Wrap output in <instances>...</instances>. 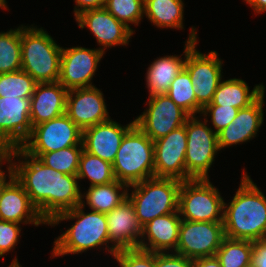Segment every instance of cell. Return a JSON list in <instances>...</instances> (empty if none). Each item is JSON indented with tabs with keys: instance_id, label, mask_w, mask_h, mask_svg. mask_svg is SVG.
<instances>
[{
	"instance_id": "6da1fadb",
	"label": "cell",
	"mask_w": 266,
	"mask_h": 267,
	"mask_svg": "<svg viewBox=\"0 0 266 267\" xmlns=\"http://www.w3.org/2000/svg\"><path fill=\"white\" fill-rule=\"evenodd\" d=\"M18 163L12 162L16 158ZM25 161H20V159ZM20 161V162H19ZM9 165L22 184L31 203L49 223L59 213L82 203L77 175H67L26 154L20 147L11 149Z\"/></svg>"
},
{
	"instance_id": "7a4b0ae2",
	"label": "cell",
	"mask_w": 266,
	"mask_h": 267,
	"mask_svg": "<svg viewBox=\"0 0 266 267\" xmlns=\"http://www.w3.org/2000/svg\"><path fill=\"white\" fill-rule=\"evenodd\" d=\"M240 187L229 204L224 202L225 237L258 241L266 239V197L243 171Z\"/></svg>"
},
{
	"instance_id": "3957f363",
	"label": "cell",
	"mask_w": 266,
	"mask_h": 267,
	"mask_svg": "<svg viewBox=\"0 0 266 267\" xmlns=\"http://www.w3.org/2000/svg\"><path fill=\"white\" fill-rule=\"evenodd\" d=\"M83 202L85 203L82 200L78 206L59 213L48 223L50 226H56L63 220L77 219L66 232L55 239L52 257L83 253L101 245H105L112 256L118 251L112 244L108 247L110 242L105 213L97 211L85 213Z\"/></svg>"
},
{
	"instance_id": "277c9868",
	"label": "cell",
	"mask_w": 266,
	"mask_h": 267,
	"mask_svg": "<svg viewBox=\"0 0 266 267\" xmlns=\"http://www.w3.org/2000/svg\"><path fill=\"white\" fill-rule=\"evenodd\" d=\"M62 47L41 28L21 25V70L37 83L58 82Z\"/></svg>"
},
{
	"instance_id": "5b68a950",
	"label": "cell",
	"mask_w": 266,
	"mask_h": 267,
	"mask_svg": "<svg viewBox=\"0 0 266 267\" xmlns=\"http://www.w3.org/2000/svg\"><path fill=\"white\" fill-rule=\"evenodd\" d=\"M112 165L116 180L127 185L154 177V142L134 125L123 137Z\"/></svg>"
},
{
	"instance_id": "8992f818",
	"label": "cell",
	"mask_w": 266,
	"mask_h": 267,
	"mask_svg": "<svg viewBox=\"0 0 266 267\" xmlns=\"http://www.w3.org/2000/svg\"><path fill=\"white\" fill-rule=\"evenodd\" d=\"M181 183L174 178L151 177L129 185L133 191L128 198L142 227L156 217L178 211Z\"/></svg>"
},
{
	"instance_id": "52a82bcc",
	"label": "cell",
	"mask_w": 266,
	"mask_h": 267,
	"mask_svg": "<svg viewBox=\"0 0 266 267\" xmlns=\"http://www.w3.org/2000/svg\"><path fill=\"white\" fill-rule=\"evenodd\" d=\"M178 211L182 220L223 222L224 200L209 179L182 181Z\"/></svg>"
},
{
	"instance_id": "ba28073f",
	"label": "cell",
	"mask_w": 266,
	"mask_h": 267,
	"mask_svg": "<svg viewBox=\"0 0 266 267\" xmlns=\"http://www.w3.org/2000/svg\"><path fill=\"white\" fill-rule=\"evenodd\" d=\"M207 118L204 122L196 116H190L185 123L187 135L185 169L186 181L191 179H208V171L215 154L220 151L218 136L209 128Z\"/></svg>"
},
{
	"instance_id": "9c48e42d",
	"label": "cell",
	"mask_w": 266,
	"mask_h": 267,
	"mask_svg": "<svg viewBox=\"0 0 266 267\" xmlns=\"http://www.w3.org/2000/svg\"><path fill=\"white\" fill-rule=\"evenodd\" d=\"M83 131L66 113L32 127L20 146L25 153H49L71 146H83Z\"/></svg>"
},
{
	"instance_id": "30bf717a",
	"label": "cell",
	"mask_w": 266,
	"mask_h": 267,
	"mask_svg": "<svg viewBox=\"0 0 266 267\" xmlns=\"http://www.w3.org/2000/svg\"><path fill=\"white\" fill-rule=\"evenodd\" d=\"M224 237L223 222L181 220L175 253L192 260L215 256Z\"/></svg>"
},
{
	"instance_id": "8fae6325",
	"label": "cell",
	"mask_w": 266,
	"mask_h": 267,
	"mask_svg": "<svg viewBox=\"0 0 266 267\" xmlns=\"http://www.w3.org/2000/svg\"><path fill=\"white\" fill-rule=\"evenodd\" d=\"M148 100L149 108L135 119V125L152 141L181 127L190 117L167 94L151 96Z\"/></svg>"
},
{
	"instance_id": "7c38bea8",
	"label": "cell",
	"mask_w": 266,
	"mask_h": 267,
	"mask_svg": "<svg viewBox=\"0 0 266 267\" xmlns=\"http://www.w3.org/2000/svg\"><path fill=\"white\" fill-rule=\"evenodd\" d=\"M222 64L216 51L202 54L196 44L186 53L184 69L189 73L196 101L202 106L211 103L222 80Z\"/></svg>"
},
{
	"instance_id": "4fadbf2b",
	"label": "cell",
	"mask_w": 266,
	"mask_h": 267,
	"mask_svg": "<svg viewBox=\"0 0 266 267\" xmlns=\"http://www.w3.org/2000/svg\"><path fill=\"white\" fill-rule=\"evenodd\" d=\"M104 53L100 48H62L58 82L67 90L94 86L91 80Z\"/></svg>"
},
{
	"instance_id": "5bb4252c",
	"label": "cell",
	"mask_w": 266,
	"mask_h": 267,
	"mask_svg": "<svg viewBox=\"0 0 266 267\" xmlns=\"http://www.w3.org/2000/svg\"><path fill=\"white\" fill-rule=\"evenodd\" d=\"M154 142V177L186 181L185 154L187 135L185 124Z\"/></svg>"
},
{
	"instance_id": "9a60e30c",
	"label": "cell",
	"mask_w": 266,
	"mask_h": 267,
	"mask_svg": "<svg viewBox=\"0 0 266 267\" xmlns=\"http://www.w3.org/2000/svg\"><path fill=\"white\" fill-rule=\"evenodd\" d=\"M30 98L0 97V145L20 147L30 136Z\"/></svg>"
},
{
	"instance_id": "2e32d148",
	"label": "cell",
	"mask_w": 266,
	"mask_h": 267,
	"mask_svg": "<svg viewBox=\"0 0 266 267\" xmlns=\"http://www.w3.org/2000/svg\"><path fill=\"white\" fill-rule=\"evenodd\" d=\"M103 93L95 86L67 92L66 114L83 131L110 119Z\"/></svg>"
},
{
	"instance_id": "e0dca14e",
	"label": "cell",
	"mask_w": 266,
	"mask_h": 267,
	"mask_svg": "<svg viewBox=\"0 0 266 267\" xmlns=\"http://www.w3.org/2000/svg\"><path fill=\"white\" fill-rule=\"evenodd\" d=\"M7 170L9 181L0 196V220L18 224H34L35 226L48 225L31 203L22 184L14 177L13 168L9 165Z\"/></svg>"
},
{
	"instance_id": "ac0fdd59",
	"label": "cell",
	"mask_w": 266,
	"mask_h": 267,
	"mask_svg": "<svg viewBox=\"0 0 266 267\" xmlns=\"http://www.w3.org/2000/svg\"><path fill=\"white\" fill-rule=\"evenodd\" d=\"M78 26L82 29L87 27L96 37L103 52L104 48L126 45L134 32L123 22L118 21L104 7L90 9L75 17Z\"/></svg>"
},
{
	"instance_id": "d6986e66",
	"label": "cell",
	"mask_w": 266,
	"mask_h": 267,
	"mask_svg": "<svg viewBox=\"0 0 266 267\" xmlns=\"http://www.w3.org/2000/svg\"><path fill=\"white\" fill-rule=\"evenodd\" d=\"M135 125V120L126 126L109 119L83 130L84 150L113 164L125 134Z\"/></svg>"
},
{
	"instance_id": "ffe728a7",
	"label": "cell",
	"mask_w": 266,
	"mask_h": 267,
	"mask_svg": "<svg viewBox=\"0 0 266 267\" xmlns=\"http://www.w3.org/2000/svg\"><path fill=\"white\" fill-rule=\"evenodd\" d=\"M109 242L117 250L139 247L143 227L136 216L135 208L129 198L112 211L105 213Z\"/></svg>"
},
{
	"instance_id": "44dd1931",
	"label": "cell",
	"mask_w": 266,
	"mask_h": 267,
	"mask_svg": "<svg viewBox=\"0 0 266 267\" xmlns=\"http://www.w3.org/2000/svg\"><path fill=\"white\" fill-rule=\"evenodd\" d=\"M264 92L249 106L241 108L227 127L217 134L219 149L254 138L263 124Z\"/></svg>"
},
{
	"instance_id": "7402d4cb",
	"label": "cell",
	"mask_w": 266,
	"mask_h": 267,
	"mask_svg": "<svg viewBox=\"0 0 266 267\" xmlns=\"http://www.w3.org/2000/svg\"><path fill=\"white\" fill-rule=\"evenodd\" d=\"M181 220L179 211L152 219L143 226L138 248L155 253H166L167 250L169 251L172 248L170 252H175ZM144 239L149 242L146 241L145 243Z\"/></svg>"
},
{
	"instance_id": "603a6c76",
	"label": "cell",
	"mask_w": 266,
	"mask_h": 267,
	"mask_svg": "<svg viewBox=\"0 0 266 267\" xmlns=\"http://www.w3.org/2000/svg\"><path fill=\"white\" fill-rule=\"evenodd\" d=\"M68 90L60 83H37L30 98L32 127L66 113Z\"/></svg>"
},
{
	"instance_id": "cb8c5ba5",
	"label": "cell",
	"mask_w": 266,
	"mask_h": 267,
	"mask_svg": "<svg viewBox=\"0 0 266 267\" xmlns=\"http://www.w3.org/2000/svg\"><path fill=\"white\" fill-rule=\"evenodd\" d=\"M197 34L195 28H191L189 38L184 46V59L168 55L158 58L150 64L146 73V85L149 90V97L166 94L171 82L184 68L186 53L197 44Z\"/></svg>"
},
{
	"instance_id": "d4e9b609",
	"label": "cell",
	"mask_w": 266,
	"mask_h": 267,
	"mask_svg": "<svg viewBox=\"0 0 266 267\" xmlns=\"http://www.w3.org/2000/svg\"><path fill=\"white\" fill-rule=\"evenodd\" d=\"M249 86L242 79L233 78L220 81L211 103L206 106H227L245 108L251 105L263 92L265 87L256 85L251 92Z\"/></svg>"
},
{
	"instance_id": "484cf974",
	"label": "cell",
	"mask_w": 266,
	"mask_h": 267,
	"mask_svg": "<svg viewBox=\"0 0 266 267\" xmlns=\"http://www.w3.org/2000/svg\"><path fill=\"white\" fill-rule=\"evenodd\" d=\"M129 185L120 181L90 186L85 196L86 204L100 213H108L128 198ZM120 190H124L119 192Z\"/></svg>"
},
{
	"instance_id": "4316f807",
	"label": "cell",
	"mask_w": 266,
	"mask_h": 267,
	"mask_svg": "<svg viewBox=\"0 0 266 267\" xmlns=\"http://www.w3.org/2000/svg\"><path fill=\"white\" fill-rule=\"evenodd\" d=\"M182 0H144V15L158 28L183 29Z\"/></svg>"
},
{
	"instance_id": "83f0119b",
	"label": "cell",
	"mask_w": 266,
	"mask_h": 267,
	"mask_svg": "<svg viewBox=\"0 0 266 267\" xmlns=\"http://www.w3.org/2000/svg\"><path fill=\"white\" fill-rule=\"evenodd\" d=\"M252 252V241L224 237L215 256L222 267H249Z\"/></svg>"
},
{
	"instance_id": "f1b7e54d",
	"label": "cell",
	"mask_w": 266,
	"mask_h": 267,
	"mask_svg": "<svg viewBox=\"0 0 266 267\" xmlns=\"http://www.w3.org/2000/svg\"><path fill=\"white\" fill-rule=\"evenodd\" d=\"M83 146H71L49 153H26L43 164L67 175H77Z\"/></svg>"
},
{
	"instance_id": "f546056e",
	"label": "cell",
	"mask_w": 266,
	"mask_h": 267,
	"mask_svg": "<svg viewBox=\"0 0 266 267\" xmlns=\"http://www.w3.org/2000/svg\"><path fill=\"white\" fill-rule=\"evenodd\" d=\"M166 94L190 116L201 113L203 107L196 101L190 75L184 68L171 82Z\"/></svg>"
},
{
	"instance_id": "4dcf8cb0",
	"label": "cell",
	"mask_w": 266,
	"mask_h": 267,
	"mask_svg": "<svg viewBox=\"0 0 266 267\" xmlns=\"http://www.w3.org/2000/svg\"><path fill=\"white\" fill-rule=\"evenodd\" d=\"M78 180L88 178L90 186L107 184L116 181L113 165L94 156L83 149L80 156Z\"/></svg>"
},
{
	"instance_id": "1f68e13d",
	"label": "cell",
	"mask_w": 266,
	"mask_h": 267,
	"mask_svg": "<svg viewBox=\"0 0 266 267\" xmlns=\"http://www.w3.org/2000/svg\"><path fill=\"white\" fill-rule=\"evenodd\" d=\"M21 27L0 32V74L21 70Z\"/></svg>"
},
{
	"instance_id": "d6a6232c",
	"label": "cell",
	"mask_w": 266,
	"mask_h": 267,
	"mask_svg": "<svg viewBox=\"0 0 266 267\" xmlns=\"http://www.w3.org/2000/svg\"><path fill=\"white\" fill-rule=\"evenodd\" d=\"M37 82L25 71L0 74V97L31 98Z\"/></svg>"
},
{
	"instance_id": "836d02e7",
	"label": "cell",
	"mask_w": 266,
	"mask_h": 267,
	"mask_svg": "<svg viewBox=\"0 0 266 267\" xmlns=\"http://www.w3.org/2000/svg\"><path fill=\"white\" fill-rule=\"evenodd\" d=\"M104 8L134 32L129 24L138 25L143 18L144 0H106Z\"/></svg>"
},
{
	"instance_id": "e575fe53",
	"label": "cell",
	"mask_w": 266,
	"mask_h": 267,
	"mask_svg": "<svg viewBox=\"0 0 266 267\" xmlns=\"http://www.w3.org/2000/svg\"><path fill=\"white\" fill-rule=\"evenodd\" d=\"M113 257L120 267H156V253L139 248L118 250Z\"/></svg>"
},
{
	"instance_id": "d590c367",
	"label": "cell",
	"mask_w": 266,
	"mask_h": 267,
	"mask_svg": "<svg viewBox=\"0 0 266 267\" xmlns=\"http://www.w3.org/2000/svg\"><path fill=\"white\" fill-rule=\"evenodd\" d=\"M240 109L227 106H204L201 114L207 117L208 113L211 115V122L216 130V134L227 127L238 114Z\"/></svg>"
},
{
	"instance_id": "8d00e7d4",
	"label": "cell",
	"mask_w": 266,
	"mask_h": 267,
	"mask_svg": "<svg viewBox=\"0 0 266 267\" xmlns=\"http://www.w3.org/2000/svg\"><path fill=\"white\" fill-rule=\"evenodd\" d=\"M20 231V224L0 220V257L17 245Z\"/></svg>"
},
{
	"instance_id": "74e56055",
	"label": "cell",
	"mask_w": 266,
	"mask_h": 267,
	"mask_svg": "<svg viewBox=\"0 0 266 267\" xmlns=\"http://www.w3.org/2000/svg\"><path fill=\"white\" fill-rule=\"evenodd\" d=\"M173 253H156V267H194V260Z\"/></svg>"
},
{
	"instance_id": "f35d334b",
	"label": "cell",
	"mask_w": 266,
	"mask_h": 267,
	"mask_svg": "<svg viewBox=\"0 0 266 267\" xmlns=\"http://www.w3.org/2000/svg\"><path fill=\"white\" fill-rule=\"evenodd\" d=\"M252 267H266V239L253 242Z\"/></svg>"
},
{
	"instance_id": "ab89813d",
	"label": "cell",
	"mask_w": 266,
	"mask_h": 267,
	"mask_svg": "<svg viewBox=\"0 0 266 267\" xmlns=\"http://www.w3.org/2000/svg\"><path fill=\"white\" fill-rule=\"evenodd\" d=\"M75 3L74 16L76 17L86 10L104 7L106 0H75Z\"/></svg>"
},
{
	"instance_id": "60d3db41",
	"label": "cell",
	"mask_w": 266,
	"mask_h": 267,
	"mask_svg": "<svg viewBox=\"0 0 266 267\" xmlns=\"http://www.w3.org/2000/svg\"><path fill=\"white\" fill-rule=\"evenodd\" d=\"M194 267H222L216 256L203 257L194 260Z\"/></svg>"
},
{
	"instance_id": "b9f144b4",
	"label": "cell",
	"mask_w": 266,
	"mask_h": 267,
	"mask_svg": "<svg viewBox=\"0 0 266 267\" xmlns=\"http://www.w3.org/2000/svg\"><path fill=\"white\" fill-rule=\"evenodd\" d=\"M254 9L256 13H262L266 11V0H244Z\"/></svg>"
},
{
	"instance_id": "7bdbcfd3",
	"label": "cell",
	"mask_w": 266,
	"mask_h": 267,
	"mask_svg": "<svg viewBox=\"0 0 266 267\" xmlns=\"http://www.w3.org/2000/svg\"><path fill=\"white\" fill-rule=\"evenodd\" d=\"M10 153H11V148L7 146H2L0 145V166H2V162L4 161L5 163L10 162ZM2 169L0 167V174L2 173Z\"/></svg>"
},
{
	"instance_id": "ee69618b",
	"label": "cell",
	"mask_w": 266,
	"mask_h": 267,
	"mask_svg": "<svg viewBox=\"0 0 266 267\" xmlns=\"http://www.w3.org/2000/svg\"><path fill=\"white\" fill-rule=\"evenodd\" d=\"M5 171H3L1 174H0V196H1V192L2 190L4 189L5 185L8 183L7 180H6V176Z\"/></svg>"
},
{
	"instance_id": "f6af8a7d",
	"label": "cell",
	"mask_w": 266,
	"mask_h": 267,
	"mask_svg": "<svg viewBox=\"0 0 266 267\" xmlns=\"http://www.w3.org/2000/svg\"><path fill=\"white\" fill-rule=\"evenodd\" d=\"M8 267H21L17 258H14V260L12 261L11 265H9Z\"/></svg>"
},
{
	"instance_id": "bcb514c9",
	"label": "cell",
	"mask_w": 266,
	"mask_h": 267,
	"mask_svg": "<svg viewBox=\"0 0 266 267\" xmlns=\"http://www.w3.org/2000/svg\"><path fill=\"white\" fill-rule=\"evenodd\" d=\"M6 0H0V8L7 9Z\"/></svg>"
}]
</instances>
